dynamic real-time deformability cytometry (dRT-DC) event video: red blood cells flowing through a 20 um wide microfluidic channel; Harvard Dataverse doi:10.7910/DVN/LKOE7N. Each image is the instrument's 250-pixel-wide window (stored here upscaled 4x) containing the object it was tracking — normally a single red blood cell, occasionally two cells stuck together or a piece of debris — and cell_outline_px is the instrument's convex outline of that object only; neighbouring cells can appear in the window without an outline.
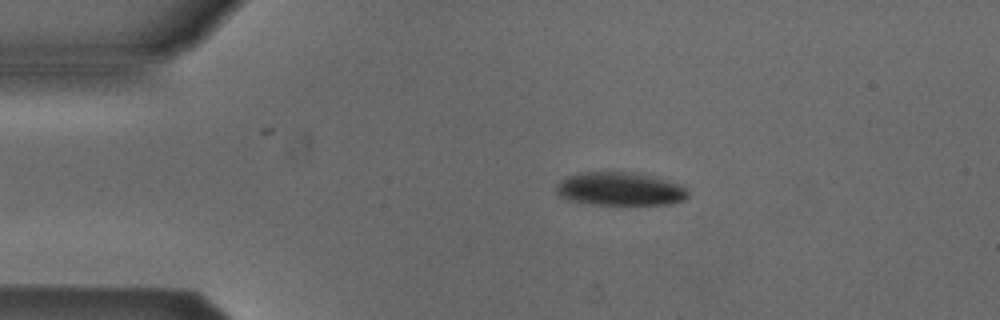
{"species": "Egyptian fruit bat (a non-hibernating species)", "species_latin": "Rousettus aegyptiacus", "temperature_condition": "cold", "stored_images_in_passage": 2, "camera_frame_rate_fps": 3000, "um_per_image_px": 0.085, "animal": {"sex": "male"}, "frame": {"image": 1, "passage_image": 2, "time_ms": 0.333, "image_size_px": [1000, 320], "cell_outline_px": [[688, 196], [684, 200], [668, 204], [596, 204], [568, 200], [560, 196], [556, 192], [556, 184], [564, 176], [576, 172], [640, 172], [656, 176], [684, 184], [688, 192]], "centroid_in_image_um": [52.72, 16.03], "position_along_channel_um": 32.3, "area_um2": 26.13}}